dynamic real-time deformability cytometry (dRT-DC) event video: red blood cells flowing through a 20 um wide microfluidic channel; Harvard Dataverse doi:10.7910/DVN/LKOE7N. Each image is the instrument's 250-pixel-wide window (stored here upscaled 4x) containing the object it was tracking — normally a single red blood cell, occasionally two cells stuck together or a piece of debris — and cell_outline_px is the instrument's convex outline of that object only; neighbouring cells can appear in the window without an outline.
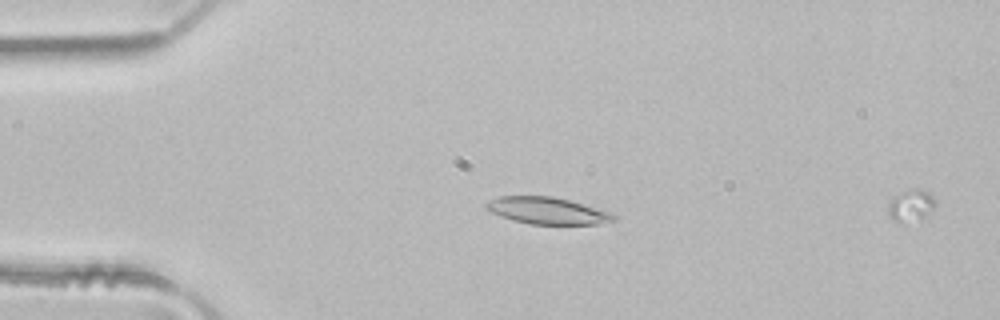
{"species": "common noctule bat (a hibernating species)", "species_latin": "Nyctalus noctula", "temperature_condition": "room temperature", "stored_images_in_passage": 3, "camera_frame_rate_fps": 3000, "um_per_image_px": 0.085, "animal": {"sex": "male", "body_mass_g": 21.5, "forearm_length_mm": 52.0}, "frame": {"image": 1, "passage_image": 2, "time_ms": 0.333, "image_size_px": [1000, 320], "cell_outline_px": [[616, 220], [596, 224], [532, 224], [512, 220], [500, 216], [484, 208], [484, 204], [488, 200], [500, 196], [552, 196], [568, 200], [612, 212], [616, 216]], "centroid_in_image_um": [46.5, 17.9], "position_along_channel_um": 38.5, "area_um2": 19.94}}